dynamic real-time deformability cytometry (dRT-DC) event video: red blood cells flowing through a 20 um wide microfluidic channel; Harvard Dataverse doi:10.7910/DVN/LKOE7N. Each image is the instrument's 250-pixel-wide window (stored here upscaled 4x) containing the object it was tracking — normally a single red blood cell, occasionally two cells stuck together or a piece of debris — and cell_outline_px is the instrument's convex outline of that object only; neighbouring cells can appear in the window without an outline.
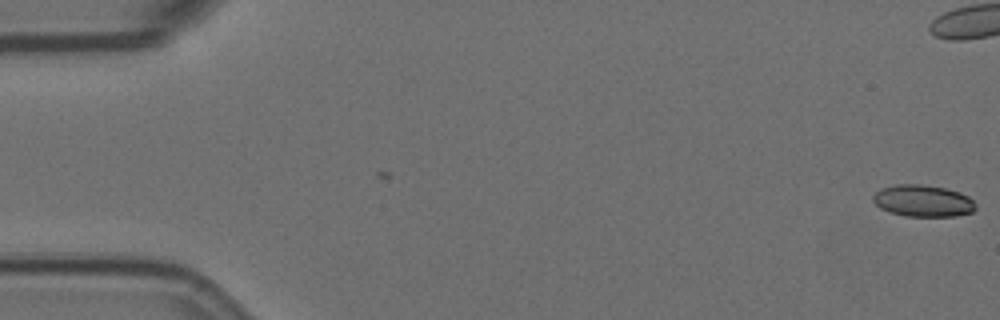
{"species": "Egyptian fruit bat (a non-hibernating species)", "species_latin": "Rousettus aegyptiacus", "temperature_condition": "room temperature", "stored_images_in_passage": 17, "camera_frame_rate_fps": 3000, "um_per_image_px": 0.085, "animal": {"sex": "female"}, "frame": {"image": 1, "passage_image": 1, "time_ms": 0.0, "image_size_px": [1000, 320], "cell_outline_px": [[976, 208], [972, 212], [956, 216], [904, 216], [880, 208], [872, 200], [872, 196], [880, 188], [896, 184], [920, 184], [944, 188], [960, 192], [968, 196], [976, 204]], "centroid_in_image_um": [78.45, 17.07], "position_along_channel_um": 6.6, "area_um2": 19.02}}